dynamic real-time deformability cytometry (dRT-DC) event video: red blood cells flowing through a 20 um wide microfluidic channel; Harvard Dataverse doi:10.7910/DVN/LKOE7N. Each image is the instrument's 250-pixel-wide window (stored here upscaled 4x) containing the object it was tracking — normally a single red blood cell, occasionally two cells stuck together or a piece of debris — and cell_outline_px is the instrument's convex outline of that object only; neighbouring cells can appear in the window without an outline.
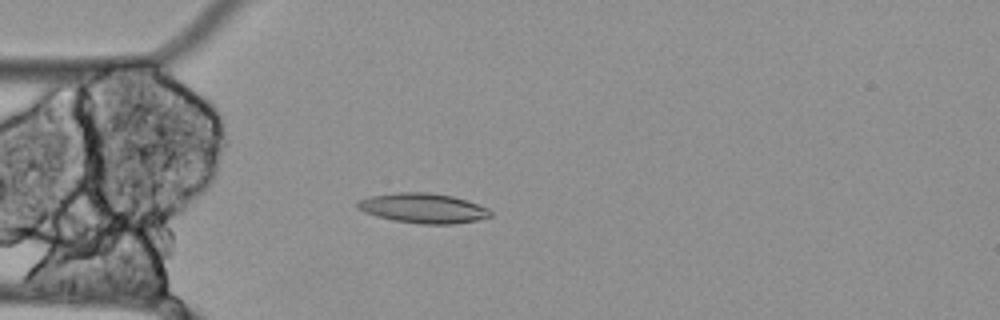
{"species": "Egyptian fruit bat (a non-hibernating species)", "species_latin": "Rousettus aegyptiacus", "temperature_condition": "cold", "stored_images_in_passage": 14, "camera_frame_rate_fps": 3000, "um_per_image_px": 0.085, "animal": {"sex": "female"}, "frame": {"image": 1, "passage_image": 2, "time_ms": 0.333, "image_size_px": [1000, 320], "cell_outline_px": [[492, 216], [476, 220], [452, 224], [420, 224], [392, 220], [376, 216], [364, 212], [356, 204], [356, 200], [368, 196], [396, 192], [428, 192], [452, 196], [488, 208], [492, 212]], "centroid_in_image_um": [35.92, 17.69], "position_along_channel_um": 49.1, "area_um2": 23.12}}
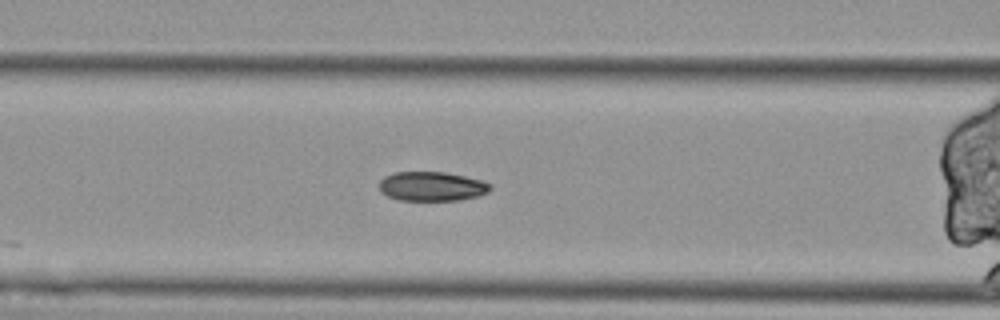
{"frame": {"image": 2, "passage_image": 9, "time_ms": 2.667, "image_size_px": [1000, 320], "cell_outline_px": [[492, 188], [488, 192], [480, 196], [460, 200], [400, 200], [388, 196], [380, 192], [380, 180], [384, 176], [392, 172], [444, 172], [484, 180], [492, 184]], "centroid_in_image_um": [36.74, 15.83], "position_along_channel_um": 129.9, "area_um2": 19.19}}
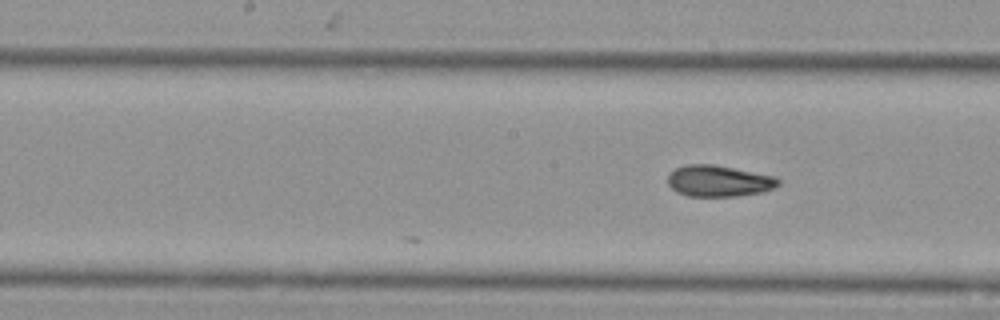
{"frame": {"image": 3, "passage_image": 14, "time_ms": 4.333, "image_size_px": [1000, 320], "cell_outline_px": [[780, 184], [772, 188], [760, 192], [736, 196], [688, 196], [676, 192], [668, 184], [668, 172], [684, 164], [716, 164], [776, 176], [780, 180]], "centroid_in_image_um": [61.07, 15.36], "position_along_channel_um": 187.1, "area_um2": 20.35}}